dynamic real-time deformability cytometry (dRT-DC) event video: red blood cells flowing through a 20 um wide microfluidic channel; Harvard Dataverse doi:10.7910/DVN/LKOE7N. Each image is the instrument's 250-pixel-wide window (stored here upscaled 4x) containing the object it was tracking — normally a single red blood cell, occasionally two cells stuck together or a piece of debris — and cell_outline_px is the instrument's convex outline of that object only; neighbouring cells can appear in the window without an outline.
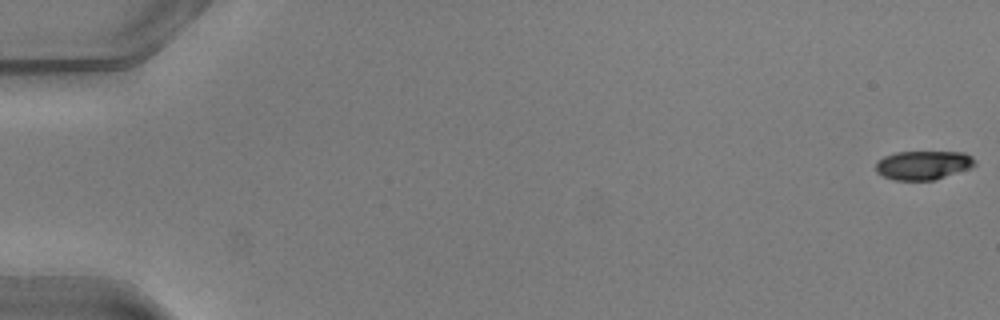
{"species": "common noctule bat (a hibernating species)", "species_latin": "Nyctalus noctula", "temperature_condition": "warm", "stored_images_in_passage": 51, "camera_frame_rate_fps": 3000, "um_per_image_px": 0.085, "animal": {"sex": "male", "body_mass_g": 20.5, "forearm_length_mm": 52.5}, "frame": {"image": 1, "passage_image": 1, "time_ms": 0.0, "image_size_px": [1000, 320], "cell_outline_px": [[976, 164], [972, 168], [936, 180], [896, 180], [884, 176], [876, 172], [876, 164], [884, 156], [896, 152], [964, 152], [972, 156], [976, 160]], "centroid_in_image_um": [78.53, 14.04], "position_along_channel_um": 6.5, "area_um2": 16.82}}
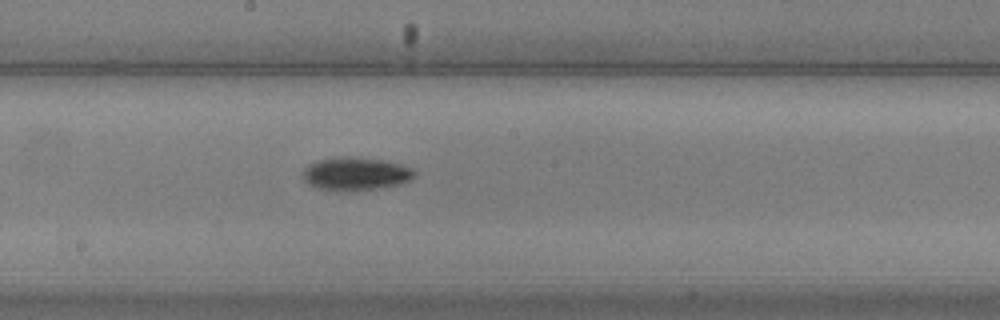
{"frame": {"image": 2, "passage_image": 29, "time_ms": 9.333, "image_size_px": [1000, 320], "cell_outline_px": [[416, 172], [408, 180], [396, 184], [376, 188], [348, 192], [340, 192], [320, 188], [308, 184], [304, 180], [304, 168], [308, 164], [316, 160], [340, 156], [352, 156], [384, 160], [400, 164], [412, 168]], "centroid_in_image_um": [30.17, 14.76], "position_along_channel_um": 218.0, "area_um2": 21.56}}
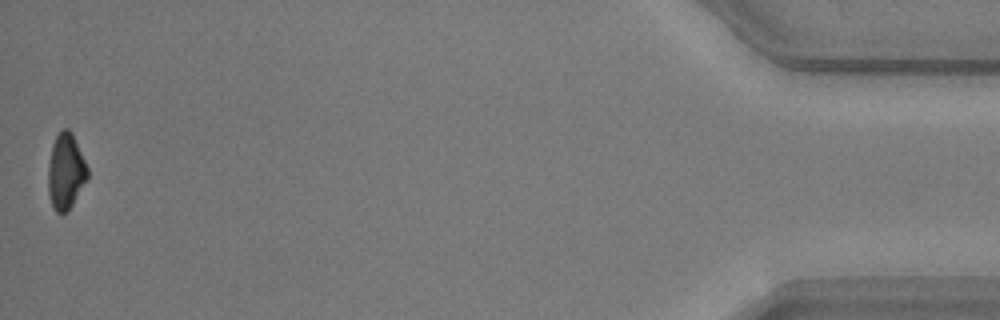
{"frame": {"image": 3, "passage_image": 51, "time_ms": 16.667, "image_size_px": [1000, 320], "cell_outline_px": [[88, 180], [72, 204], [64, 212], [56, 212], [52, 204], [48, 192], [48, 164], [52, 144], [56, 136], [64, 128], [68, 128], [72, 132], [88, 168]], "centroid_in_image_um": [5.59, 14.54], "position_along_channel_um": 429.6, "area_um2": 17.28}, "authors_computed_cell_mechanics": {"area_um2": 18.5538, "velocity_mm_per_s": 4.0818, "shape_relaxation_time_tau1_ms": 3.7406, "shape_relaxation_time_tau2_ms": null, "deformation_change_tau1": 0.1414, "deformation_change_tau2": null}}